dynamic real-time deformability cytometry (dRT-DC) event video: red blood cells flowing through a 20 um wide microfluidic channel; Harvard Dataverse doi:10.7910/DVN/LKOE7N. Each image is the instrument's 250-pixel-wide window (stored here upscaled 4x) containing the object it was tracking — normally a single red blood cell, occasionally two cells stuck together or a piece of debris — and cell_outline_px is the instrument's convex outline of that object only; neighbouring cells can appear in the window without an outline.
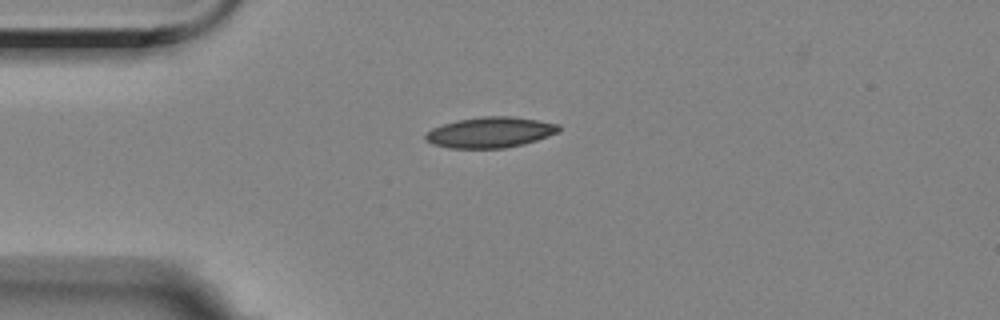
{"species": "Egyptian fruit bat (a non-hibernating species)", "species_latin": "Rousettus aegyptiacus", "temperature_condition": "room temperature", "stored_images_in_passage": 44, "camera_frame_rate_fps": 3000, "um_per_image_px": 0.085, "animal": {"sex": "female"}, "frame": {"image": 1, "passage_image": 1, "time_ms": 0.0, "image_size_px": [1000, 320], "cell_outline_px": [[560, 132], [524, 144], [504, 148], [448, 148], [432, 144], [424, 140], [424, 136], [432, 128], [456, 120], [484, 116], [512, 116], [560, 124]], "centroid_in_image_um": [41.66, 11.25], "position_along_channel_um": 43.3, "area_um2": 23.87}}
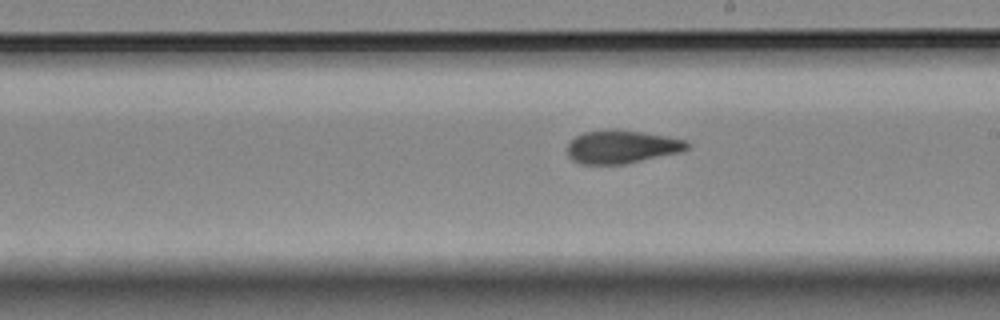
{"frame": {"image": 2, "passage_image": 19, "time_ms": 6.0, "image_size_px": [1000, 320], "cell_outline_px": [[692, 144], [688, 148], [680, 152], [624, 164], [580, 164], [572, 160], [568, 156], [568, 144], [576, 136], [584, 132], [608, 128], [616, 128], [664, 136], [684, 140]], "centroid_in_image_um": [52.82, 12.47], "position_along_channel_um": 236.2, "area_um2": 23.18}}
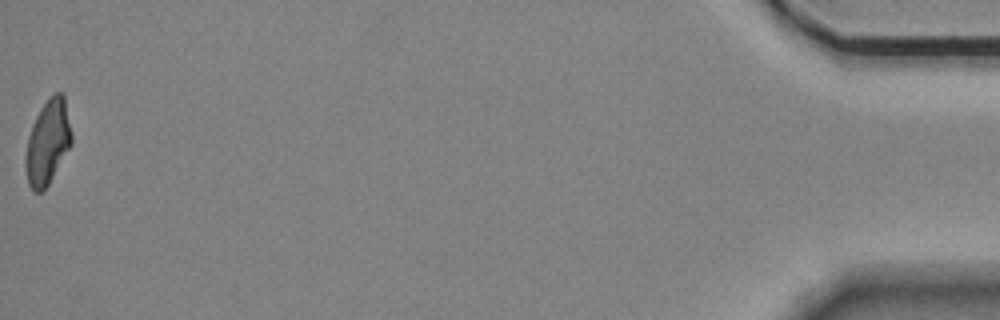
{"frame": {"image": 3, "passage_image": 44, "time_ms": 14.333, "image_size_px": [1000, 320], "cell_outline_px": [[72, 144], [48, 184], [40, 192], [32, 192], [28, 184], [24, 164], [24, 160], [28, 136], [32, 124], [40, 108], [56, 92], [60, 92], [64, 96], [72, 132]], "centroid_in_image_um": [4.04, 12.11], "position_along_channel_um": 431.2, "area_um2": 22.6}, "authors_computed_cell_mechanics": {"area_um2": 23.3801, "velocity_mm_per_s": 3.5058, "shape_relaxation_time_tau1_ms": 6.407, "shape_relaxation_time_tau2_ms": 3.1254, "deformation_change_tau1": 0.1673, "deformation_change_tau2": 0.0926}}